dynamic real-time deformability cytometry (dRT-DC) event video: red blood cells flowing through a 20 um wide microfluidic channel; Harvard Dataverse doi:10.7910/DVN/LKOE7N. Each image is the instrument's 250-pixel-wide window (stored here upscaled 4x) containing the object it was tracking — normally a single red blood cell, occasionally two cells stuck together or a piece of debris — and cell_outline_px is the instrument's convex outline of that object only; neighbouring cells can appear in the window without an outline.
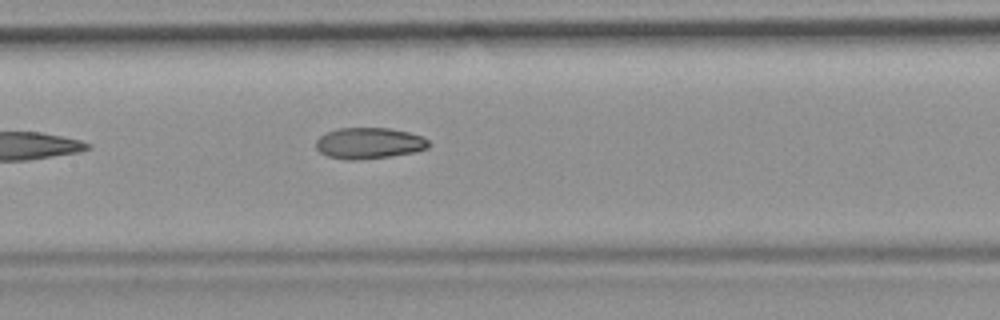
{"species": "common noctule bat (a hibernating species)", "species_latin": "Nyctalus noctula", "temperature_condition": "room temperature", "stored_images_in_passage": 9, "camera_frame_rate_fps": 3000, "um_per_image_px": 0.085, "animal": {"sex": "female", "body_mass_g": 19.9}, "frame": {"image": 1, "passage_image": 9, "time_ms": 9.333, "image_size_px": [1000, 320], "cell_outline_px": [[432, 144], [428, 148], [412, 152], [388, 156], [352, 160], [348, 160], [328, 156], [320, 152], [316, 148], [316, 140], [320, 136], [328, 132], [340, 128], [388, 128], [408, 132], [420, 136], [428, 140]], "centroid_in_image_um": [31.37, 12.16], "position_along_channel_um": 176.0, "area_um2": 20.17}}